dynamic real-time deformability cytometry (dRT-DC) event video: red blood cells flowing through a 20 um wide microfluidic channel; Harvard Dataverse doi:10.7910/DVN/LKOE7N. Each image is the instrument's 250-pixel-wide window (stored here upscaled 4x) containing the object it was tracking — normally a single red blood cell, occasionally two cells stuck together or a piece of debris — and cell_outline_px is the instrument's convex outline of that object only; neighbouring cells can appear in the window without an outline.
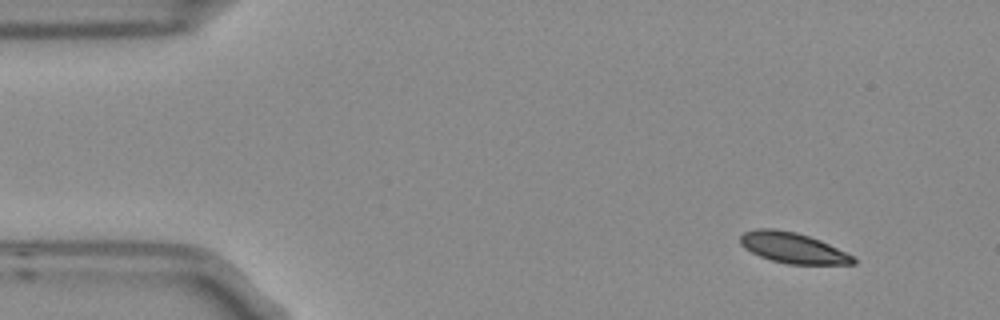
{"species": "Egyptian fruit bat (a non-hibernating species)", "species_latin": "Rousettus aegyptiacus", "temperature_condition": "room temperature", "stored_images_in_passage": 6, "camera_frame_rate_fps": 3000, "um_per_image_px": 0.085, "frame": {"image": 1, "passage_image": 1, "time_ms": 0.0, "image_size_px": [1000, 320], "cell_outline_px": [[856, 264], [788, 264], [772, 260], [760, 256], [744, 248], [740, 244], [740, 236], [744, 232], [756, 228], [776, 228], [796, 232], [820, 240], [852, 256], [856, 260]], "centroid_in_image_um": [67.35, 21.05], "position_along_channel_um": 17.7, "area_um2": 20.0}}
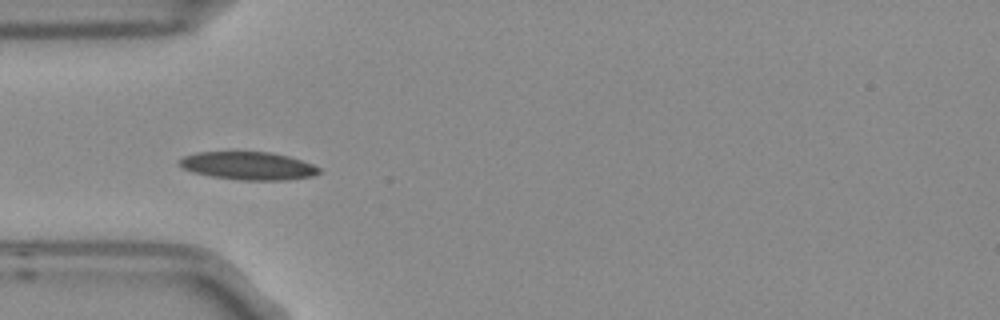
{"frame": {"image": 2, "passage_image": 4, "time_ms": 1.0, "image_size_px": [1000, 320], "cell_outline_px": [[320, 172], [312, 176], [288, 180], [240, 180], [212, 176], [192, 172], [180, 168], [176, 164], [176, 160], [184, 156], [196, 152], [272, 152], [288, 156], [312, 164], [320, 168]], "centroid_in_image_um": [21.03, 14.09], "position_along_channel_um": 64.0, "area_um2": 22.95}}